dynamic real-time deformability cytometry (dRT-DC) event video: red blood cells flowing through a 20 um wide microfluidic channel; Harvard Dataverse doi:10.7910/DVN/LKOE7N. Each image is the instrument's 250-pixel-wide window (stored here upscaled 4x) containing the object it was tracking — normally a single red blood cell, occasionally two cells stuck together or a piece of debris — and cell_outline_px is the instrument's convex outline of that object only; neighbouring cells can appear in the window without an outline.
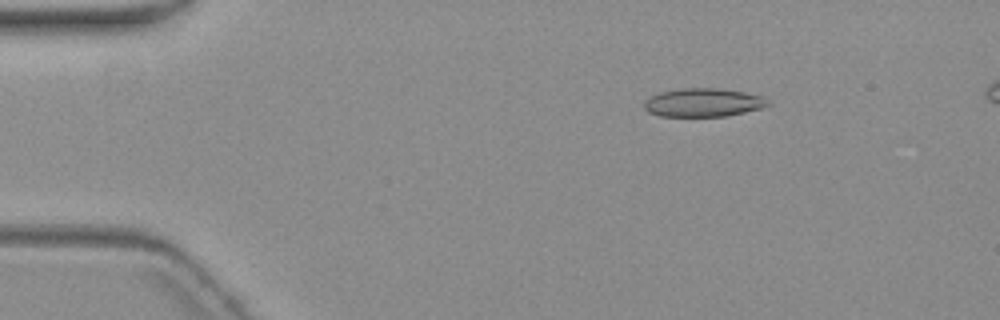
{"species": "common noctule bat (a hibernating species)", "species_latin": "Nyctalus noctula", "temperature_condition": "warm", "stored_images_in_passage": 4, "segment_of_instrument_passage": [1, 2], "camera_frame_rate_fps": 3000, "um_per_image_px": 0.085, "animal": {"sex": "female", "body_mass_g": 19.3, "forearm_length_mm": 54.1}, "frame": {"image": 1, "passage_image": 1, "time_ms": 0.0, "image_size_px": [1000, 320], "cell_outline_px": [[772, 104], [760, 108], [728, 116], [660, 116], [648, 112], [644, 108], [644, 100], [648, 96], [660, 92], [680, 88], [720, 88], [744, 92], [764, 96]], "centroid_in_image_um": [59.76, 8.71], "position_along_channel_um": 25.2, "area_um2": 20.75}}